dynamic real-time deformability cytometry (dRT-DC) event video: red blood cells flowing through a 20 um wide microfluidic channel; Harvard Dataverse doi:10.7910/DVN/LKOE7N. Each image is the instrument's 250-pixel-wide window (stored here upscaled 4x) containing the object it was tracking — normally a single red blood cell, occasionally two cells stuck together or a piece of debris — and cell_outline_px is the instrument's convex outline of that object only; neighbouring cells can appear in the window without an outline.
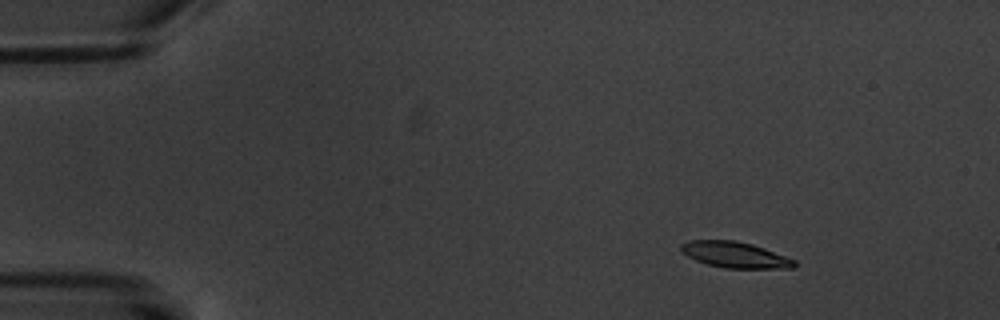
{"species": "common noctule bat (a hibernating species)", "species_latin": "Nyctalus noctula", "temperature_condition": "warm", "stored_images_in_passage": 5, "camera_frame_rate_fps": 3000, "um_per_image_px": 0.085, "animal": {"sex": "male", "body_mass_g": 20.1, "forearm_length_mm": 53.5}, "frame": {"image": 1, "passage_image": 2, "time_ms": 1.0, "image_size_px": [1000, 320], "cell_outline_px": [[796, 264], [792, 268], [724, 268], [708, 264], [696, 260], [680, 252], [680, 244], [688, 240], [736, 240], [752, 244], [764, 248], [796, 260]], "centroid_in_image_um": [62.44, 21.65], "position_along_channel_um": 22.6, "area_um2": 17.17}}
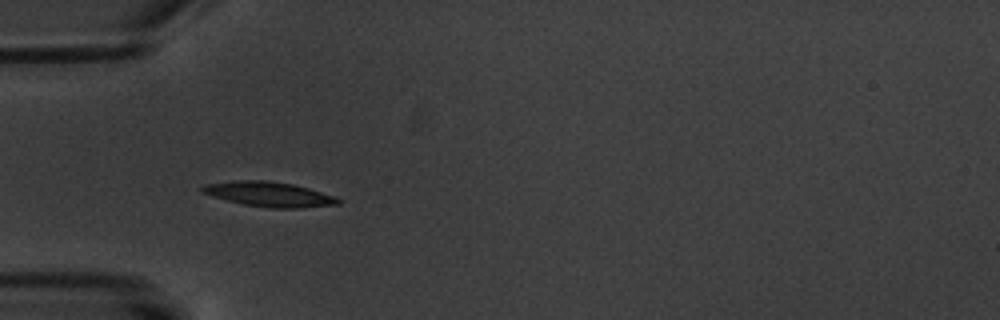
{"frame": {"image": 2, "passage_image": 5, "time_ms": 4.667, "image_size_px": [1000, 320], "cell_outline_px": [[340, 204], [304, 208], [272, 208], [244, 204], [212, 196], [200, 192], [200, 188], [204, 184], [236, 180], [264, 180], [292, 184], [308, 188], [336, 196], [340, 200]], "centroid_in_image_um": [22.88, 16.51], "position_along_channel_um": 62.1, "area_um2": 19.65}}